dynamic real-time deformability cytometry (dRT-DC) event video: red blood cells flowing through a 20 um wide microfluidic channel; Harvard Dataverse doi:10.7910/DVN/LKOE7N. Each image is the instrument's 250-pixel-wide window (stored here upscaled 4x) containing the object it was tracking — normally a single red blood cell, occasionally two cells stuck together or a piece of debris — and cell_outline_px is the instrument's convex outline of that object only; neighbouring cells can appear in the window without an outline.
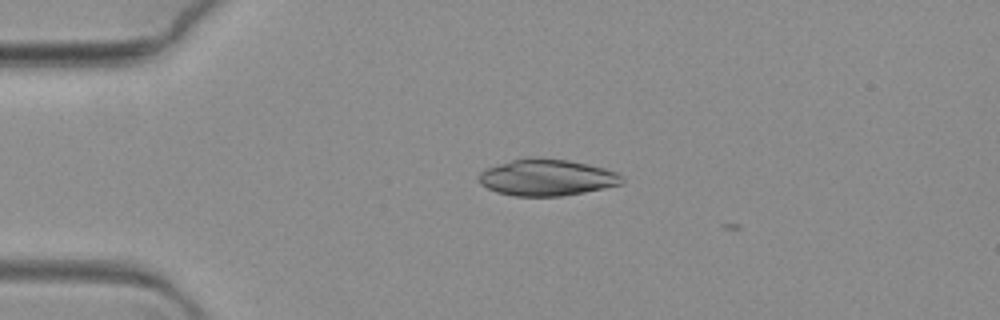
{"species": "common noctule bat (a hibernating species)", "species_latin": "Nyctalus noctula", "temperature_condition": "warm", "stored_images_in_passage": 2, "camera_frame_rate_fps": 3000, "um_per_image_px": 0.085, "animal": {"sex": "female", "body_mass_g": 19.3, "forearm_length_mm": 54.1}, "frame": {"image": 1, "passage_image": 1, "time_ms": 0.0, "image_size_px": [1000, 320], "cell_outline_px": [[624, 184], [584, 192], [560, 196], [512, 196], [496, 192], [480, 184], [480, 172], [488, 168], [524, 156], [540, 156], [568, 160], [588, 164], [604, 168], [616, 172], [624, 176]], "centroid_in_image_um": [46.51, 15.07], "position_along_channel_um": 38.5, "area_um2": 30.75}}